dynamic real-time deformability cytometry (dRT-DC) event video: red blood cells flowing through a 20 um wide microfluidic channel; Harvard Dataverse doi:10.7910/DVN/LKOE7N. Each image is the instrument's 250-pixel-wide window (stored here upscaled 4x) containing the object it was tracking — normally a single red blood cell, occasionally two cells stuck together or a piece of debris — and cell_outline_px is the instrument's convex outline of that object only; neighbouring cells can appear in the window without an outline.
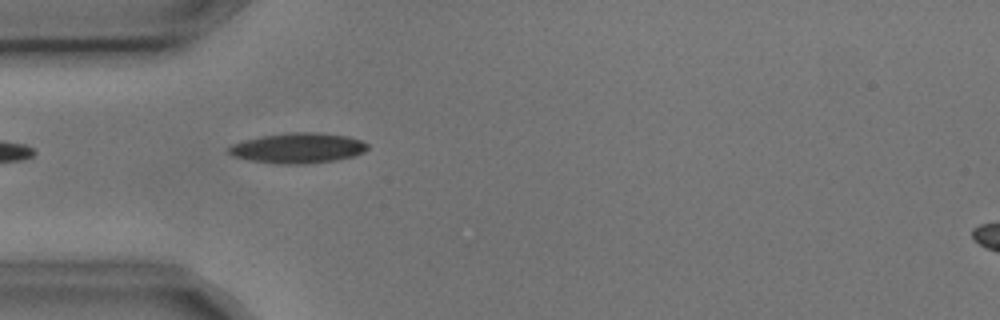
{"species": "common noctule bat (a hibernating species)", "species_latin": "Nyctalus noctula", "temperature_condition": "cold", "stored_images_in_passage": 7, "camera_frame_rate_fps": 3000, "um_per_image_px": 0.085, "animal": {"sex": "male", "body_mass_g": 17.9, "forearm_length_mm": 54.2}, "frame": {"image": 1, "passage_image": 4, "time_ms": 1.0, "image_size_px": [1000, 320], "cell_outline_px": [[368, 148], [364, 152], [352, 156], [336, 160], [304, 164], [272, 164], [248, 160], [232, 156], [228, 152], [228, 148], [232, 144], [244, 140], [260, 136], [288, 132], [316, 132], [348, 136], [360, 140], [368, 144]], "centroid_in_image_um": [25.29, 12.59], "position_along_channel_um": 59.7, "area_um2": 24.68}}
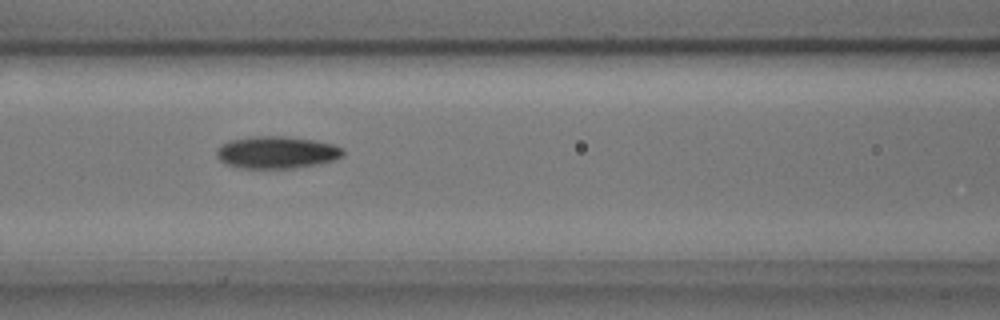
{"frame": {"image": 2, "passage_image": 6, "time_ms": 1.667, "image_size_px": [1000, 320], "cell_outline_px": [[344, 156], [336, 160], [320, 164], [292, 168], [244, 168], [228, 164], [220, 160], [216, 156], [216, 152], [220, 144], [228, 140], [252, 136], [280, 136], [312, 140], [332, 144], [344, 148]], "centroid_in_image_um": [23.53, 12.95], "position_along_channel_um": 143.1, "area_um2": 23.81}}
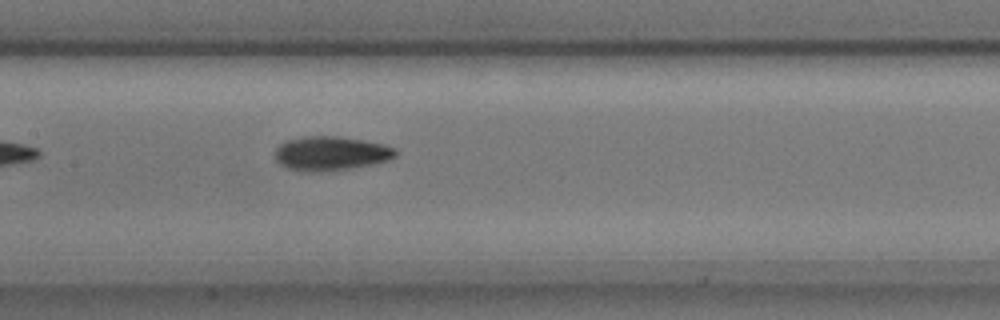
{"frame": {"image": 3, "passage_image": 7, "time_ms": 2.0, "image_size_px": [1000, 320], "cell_outline_px": [[400, 152], [396, 156], [388, 160], [372, 164], [352, 168], [324, 172], [300, 172], [288, 168], [280, 164], [276, 160], [276, 148], [280, 144], [288, 140], [304, 136], [336, 136], [364, 140], [384, 144], [396, 148]], "centroid_in_image_um": [28.15, 13.05], "position_along_channel_um": 179.3, "area_um2": 24.28}}